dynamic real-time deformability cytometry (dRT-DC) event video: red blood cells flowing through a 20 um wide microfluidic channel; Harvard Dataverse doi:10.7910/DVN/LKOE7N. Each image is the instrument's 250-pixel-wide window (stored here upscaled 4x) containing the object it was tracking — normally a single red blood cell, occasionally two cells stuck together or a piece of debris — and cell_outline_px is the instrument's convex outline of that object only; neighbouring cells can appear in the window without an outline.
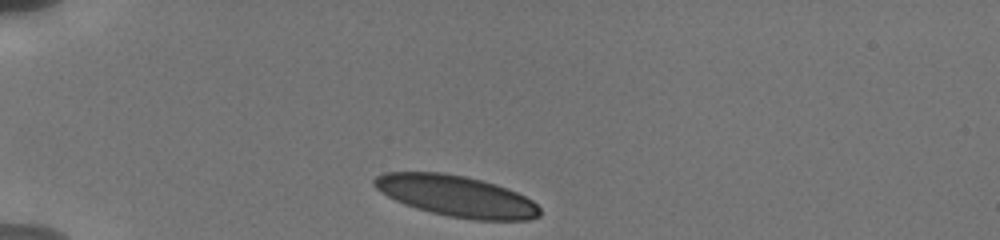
{"species": "human", "species_latin": "Homo sapiens", "temperature_condition": "cold", "stored_images_in_passage": 4, "camera_frame_rate_fps": 3000, "um_per_image_px": 0.085, "donor": {"sex": "male"}, "frame": {"image": 1, "passage_image": 1, "time_ms": 0.0, "image_size_px": [1000, 240], "cell_outline_px": [[540, 216], [528, 220], [476, 220], [448, 216], [416, 208], [404, 204], [380, 192], [372, 184], [372, 180], [376, 176], [384, 172], [440, 172], [464, 176], [496, 184], [516, 192], [532, 200], [540, 208]], "centroid_in_image_um": [38.77, 16.66], "position_along_channel_um": 46.2, "area_um2": 39.54}}
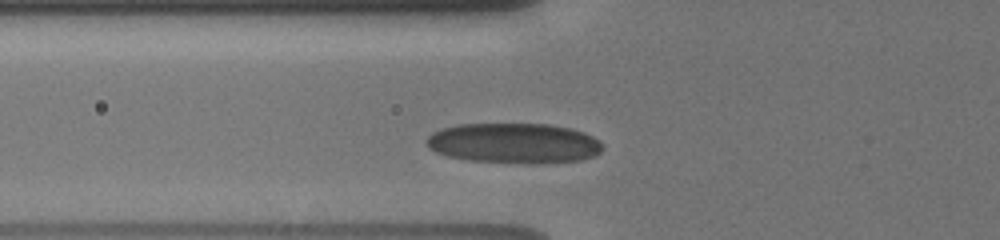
{"frame": {"image": 2, "passage_image": 4, "time_ms": 2.0, "image_size_px": [1000, 240], "cell_outline_px": [[604, 148], [600, 152], [592, 156], [580, 160], [468, 160], [448, 156], [436, 152], [428, 148], [424, 144], [424, 140], [432, 132], [444, 128], [460, 124], [548, 124], [572, 128], [584, 132], [592, 136]], "centroid_in_image_um": [43.6, 12.11], "position_along_channel_um": 82.2, "area_um2": 39.77}}